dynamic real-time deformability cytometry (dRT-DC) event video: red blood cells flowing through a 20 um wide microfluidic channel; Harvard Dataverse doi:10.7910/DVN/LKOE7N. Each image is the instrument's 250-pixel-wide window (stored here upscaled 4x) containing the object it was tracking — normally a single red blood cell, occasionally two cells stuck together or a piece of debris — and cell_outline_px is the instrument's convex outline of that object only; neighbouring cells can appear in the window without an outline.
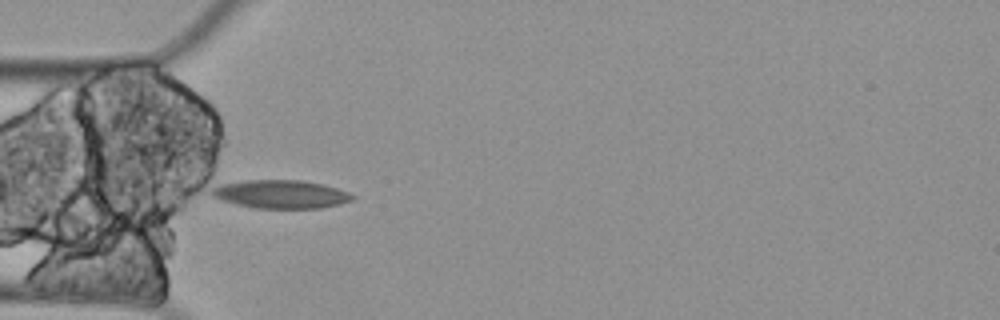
{"species": "Egyptian fruit bat (a non-hibernating species)", "species_latin": "Rousettus aegyptiacus", "temperature_condition": "cold", "stored_images_in_passage": 4, "camera_frame_rate_fps": 3000, "um_per_image_px": 0.085, "animal": {"sex": "female"}, "frame": {"image": 1, "passage_image": 1, "time_ms": 0.0, "image_size_px": [1000, 320], "cell_outline_px": [[356, 196], [352, 200], [340, 204], [320, 208], [256, 208], [236, 204], [212, 196], [212, 184], [244, 180], [300, 180], [324, 184], [348, 192]], "centroid_in_image_um": [23.84, 16.49], "position_along_channel_um": 61.2, "area_um2": 23.35}}
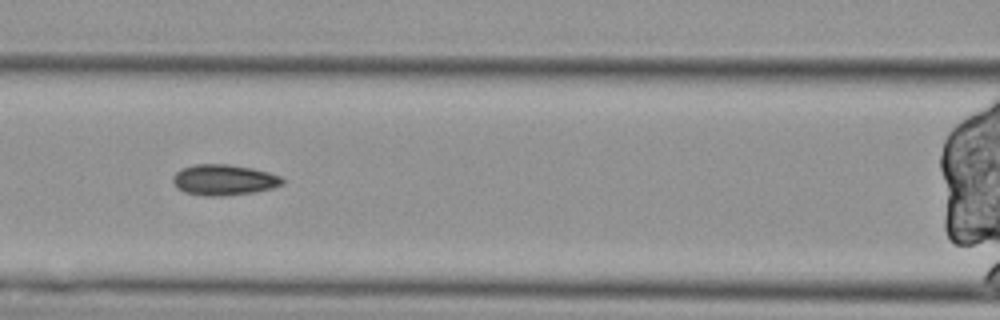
{"frame": {"image": 2, "passage_image": 3, "time_ms": 0.667, "image_size_px": [1000, 320], "cell_outline_px": [[284, 184], [272, 188], [252, 192], [220, 196], [204, 196], [184, 192], [176, 188], [172, 180], [172, 176], [180, 168], [196, 164], [228, 164], [252, 168], [268, 172], [280, 176], [284, 180]], "centroid_in_image_um": [18.99, 15.28], "position_along_channel_um": 147.6, "area_um2": 19.71}}
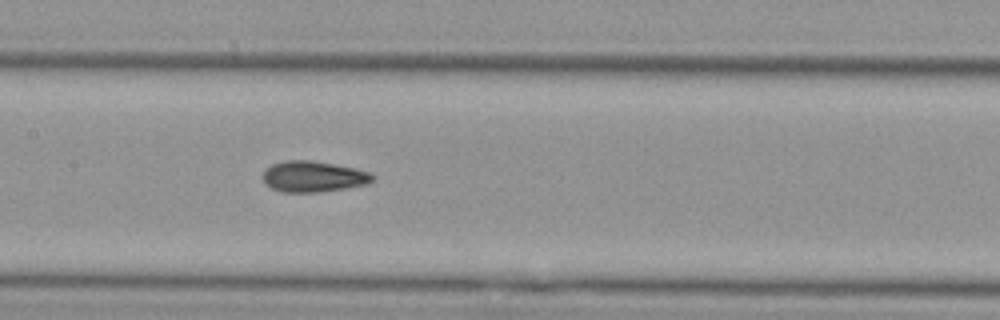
{"frame": {"image": 3, "passage_image": 4, "time_ms": 1.0, "image_size_px": [1000, 320], "cell_outline_px": [[372, 180], [368, 184], [344, 188], [316, 192], [280, 192], [264, 184], [264, 168], [272, 164], [284, 160], [312, 160], [356, 168], [372, 172]], "centroid_in_image_um": [26.61, 14.99], "position_along_channel_um": 180.8, "area_um2": 19.83}}